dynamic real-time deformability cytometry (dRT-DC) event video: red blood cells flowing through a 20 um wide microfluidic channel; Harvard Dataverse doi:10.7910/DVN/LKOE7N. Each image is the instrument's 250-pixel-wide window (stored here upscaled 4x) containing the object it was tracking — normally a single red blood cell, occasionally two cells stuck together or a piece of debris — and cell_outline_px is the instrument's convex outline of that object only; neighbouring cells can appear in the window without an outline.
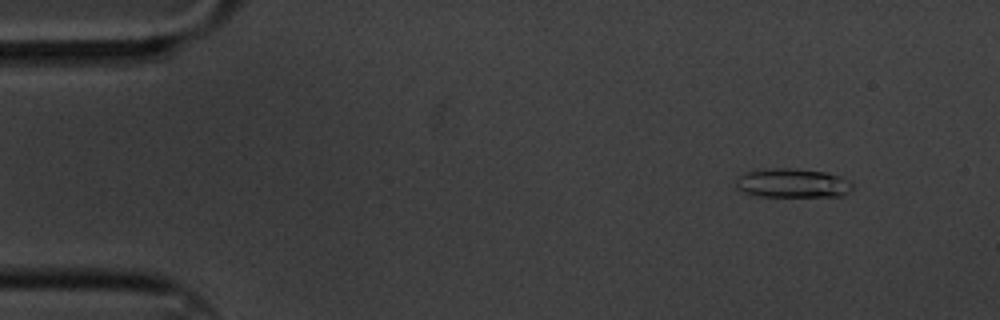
{"species": "common noctule bat (a hibernating species)", "species_latin": "Nyctalus noctula", "temperature_condition": "cold", "stored_images_in_passage": 6, "camera_frame_rate_fps": 3000, "um_per_image_px": 0.085, "animal": {"sex": "male", "body_mass_g": 20.1, "forearm_length_mm": 53.5}, "frame": {"image": 1, "passage_image": 2, "time_ms": 0.333, "image_size_px": [1000, 320], "cell_outline_px": [[852, 188], [848, 192], [840, 196], [760, 196], [744, 192], [732, 188], [736, 176], [748, 172], [764, 168], [792, 168], [824, 172], [840, 176], [852, 180]], "centroid_in_image_um": [67.3, 15.56], "position_along_channel_um": 17.7, "area_um2": 20.06}}